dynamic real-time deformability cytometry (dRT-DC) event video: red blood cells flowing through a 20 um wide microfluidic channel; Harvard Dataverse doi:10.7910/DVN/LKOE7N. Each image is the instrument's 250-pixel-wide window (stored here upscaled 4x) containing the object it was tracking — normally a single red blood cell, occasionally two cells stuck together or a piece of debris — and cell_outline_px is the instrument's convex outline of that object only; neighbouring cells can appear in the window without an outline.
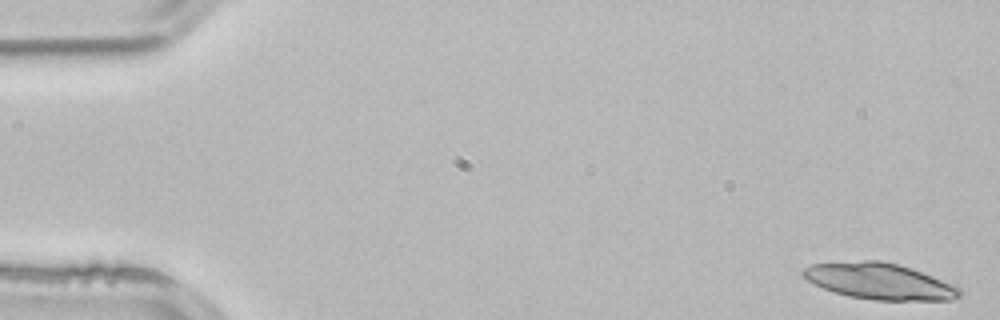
{"species": "common noctule bat (a hibernating species)", "species_latin": "Nyctalus noctula", "temperature_condition": "room temperature", "stored_images_in_passage": 3, "camera_frame_rate_fps": 3000, "um_per_image_px": 0.085, "animal": {"sex": "male", "body_mass_g": 21.5, "forearm_length_mm": 52.0}, "frame": {"image": 1, "passage_image": 1, "time_ms": 0.0, "image_size_px": [1000, 320], "cell_outline_px": [[964, 292], [960, 296], [948, 300], [876, 300], [848, 296], [824, 288], [808, 280], [800, 272], [804, 268], [812, 264], [864, 260], [880, 260], [900, 264], [912, 268], [956, 284]], "centroid_in_image_um": [74.83, 23.9], "position_along_channel_um": 10.2, "area_um2": 33.12}}